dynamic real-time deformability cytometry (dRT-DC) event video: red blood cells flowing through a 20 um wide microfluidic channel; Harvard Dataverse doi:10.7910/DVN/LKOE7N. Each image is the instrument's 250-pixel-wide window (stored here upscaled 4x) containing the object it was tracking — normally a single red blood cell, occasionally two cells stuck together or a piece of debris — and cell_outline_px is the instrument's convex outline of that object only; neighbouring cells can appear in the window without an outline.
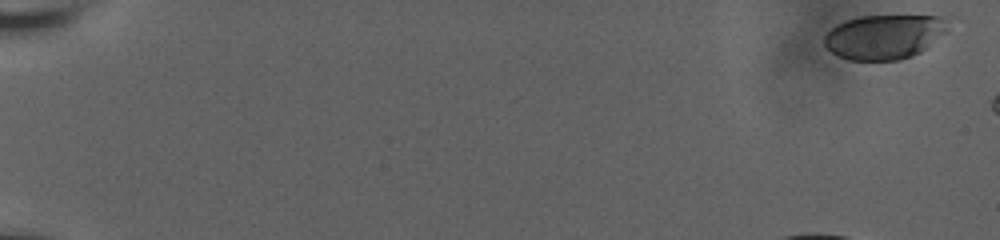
{"species": "human", "species_latin": "Homo sapiens", "temperature_condition": "room temperature", "stored_images_in_passage": 11, "camera_frame_rate_fps": 3000, "um_per_image_px": 0.085, "donor": {"sex": "male"}, "frame": {"image": 1, "passage_image": 1, "time_ms": 0.0, "image_size_px": [1000, 240], "cell_outline_px": [[952, 16], [948, 28], [944, 32], [920, 52], [912, 56], [900, 60], [848, 60], [832, 52], [824, 44], [824, 36], [832, 28], [848, 20], [860, 16]], "centroid_in_image_um": [75.21, 3.11], "position_along_channel_um": 9.8, "area_um2": 31.91}}